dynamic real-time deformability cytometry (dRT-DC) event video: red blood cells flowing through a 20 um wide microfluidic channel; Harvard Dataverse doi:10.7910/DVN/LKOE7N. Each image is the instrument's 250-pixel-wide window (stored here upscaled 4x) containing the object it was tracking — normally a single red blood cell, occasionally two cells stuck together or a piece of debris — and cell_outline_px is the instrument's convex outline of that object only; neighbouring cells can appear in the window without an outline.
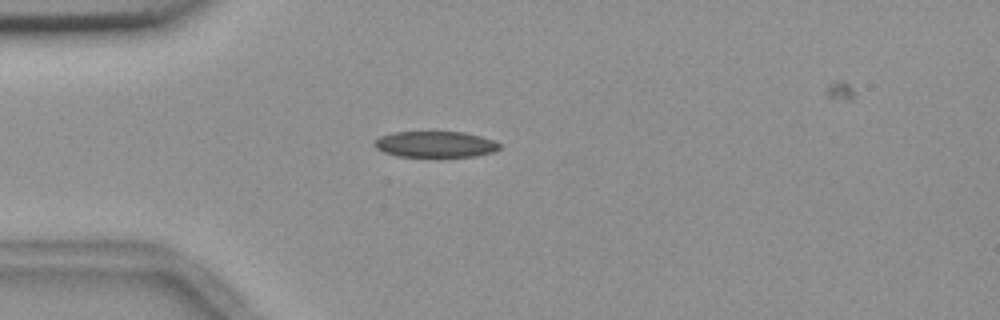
{"species": "common noctule bat (a hibernating species)", "species_latin": "Nyctalus noctula", "temperature_condition": "room temperature", "stored_images_in_passage": 41, "camera_frame_rate_fps": 3000, "um_per_image_px": 0.085, "animal": {"sex": "female", "body_mass_g": 18.4}, "frame": {"image": 1, "passage_image": 1, "time_ms": 0.0, "image_size_px": [1000, 320], "cell_outline_px": [[500, 148], [492, 152], [476, 156], [396, 156], [384, 152], [376, 148], [372, 144], [380, 136], [392, 132], [464, 132], [480, 136], [492, 140], [500, 144]], "centroid_in_image_um": [36.97, 12.26], "position_along_channel_um": 48.0, "area_um2": 18.84}}
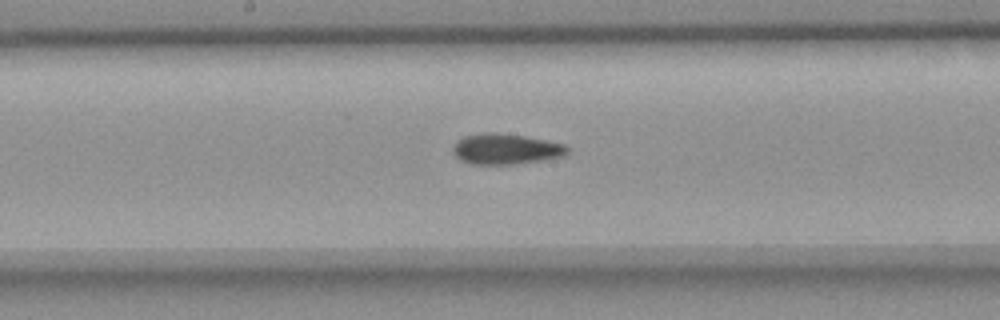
{"frame": {"image": 2, "passage_image": 15, "time_ms": 4.667, "image_size_px": [1000, 320], "cell_outline_px": [[568, 152], [564, 156], [544, 160], [516, 164], [472, 164], [460, 160], [452, 152], [452, 148], [456, 140], [464, 136], [484, 132], [496, 132], [524, 136], [564, 144], [568, 148]], "centroid_in_image_um": [42.96, 12.66], "position_along_channel_um": 205.2, "area_um2": 20.52}}
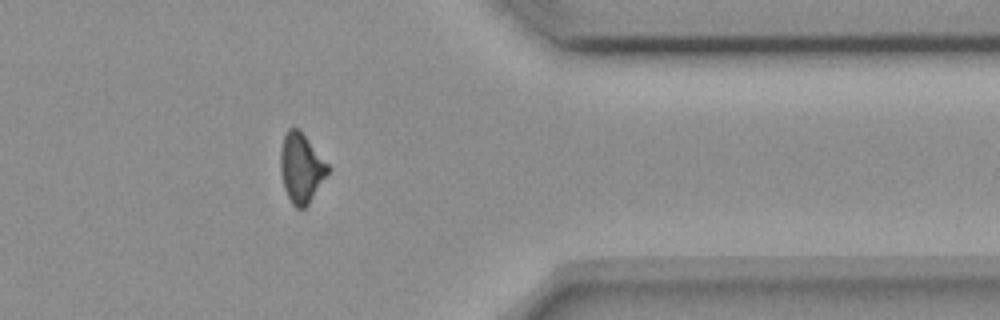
{"frame": {"image": 3, "passage_image": 31, "time_ms": 10.0, "image_size_px": [1000, 320], "cell_outline_px": [[332, 168], [308, 204], [304, 208], [296, 208], [292, 204], [284, 188], [280, 172], [280, 152], [284, 136], [288, 128], [296, 128], [304, 136]], "centroid_in_image_um": [25.6, 14.3], "position_along_channel_um": 385.8, "area_um2": 18.96}}